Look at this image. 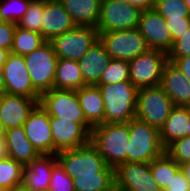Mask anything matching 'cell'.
Returning <instances> with one entry per match:
<instances>
[{
	"instance_id": "1",
	"label": "cell",
	"mask_w": 190,
	"mask_h": 191,
	"mask_svg": "<svg viewBox=\"0 0 190 191\" xmlns=\"http://www.w3.org/2000/svg\"><path fill=\"white\" fill-rule=\"evenodd\" d=\"M129 123H103L92 128L90 143L103 157L105 163L116 169L120 164L127 162L129 142Z\"/></svg>"
},
{
	"instance_id": "2",
	"label": "cell",
	"mask_w": 190,
	"mask_h": 191,
	"mask_svg": "<svg viewBox=\"0 0 190 191\" xmlns=\"http://www.w3.org/2000/svg\"><path fill=\"white\" fill-rule=\"evenodd\" d=\"M97 86L104 100L105 123L128 124L135 118L138 89L130 81Z\"/></svg>"
},
{
	"instance_id": "3",
	"label": "cell",
	"mask_w": 190,
	"mask_h": 191,
	"mask_svg": "<svg viewBox=\"0 0 190 191\" xmlns=\"http://www.w3.org/2000/svg\"><path fill=\"white\" fill-rule=\"evenodd\" d=\"M127 162L150 163L165 153L159 129L136 118L129 123Z\"/></svg>"
},
{
	"instance_id": "4",
	"label": "cell",
	"mask_w": 190,
	"mask_h": 191,
	"mask_svg": "<svg viewBox=\"0 0 190 191\" xmlns=\"http://www.w3.org/2000/svg\"><path fill=\"white\" fill-rule=\"evenodd\" d=\"M56 156L72 179L75 176L97 175V172H115L90 142L75 149L59 151Z\"/></svg>"
},
{
	"instance_id": "5",
	"label": "cell",
	"mask_w": 190,
	"mask_h": 191,
	"mask_svg": "<svg viewBox=\"0 0 190 191\" xmlns=\"http://www.w3.org/2000/svg\"><path fill=\"white\" fill-rule=\"evenodd\" d=\"M173 107V102L160 85L140 88L137 91L135 118L160 130Z\"/></svg>"
},
{
	"instance_id": "6",
	"label": "cell",
	"mask_w": 190,
	"mask_h": 191,
	"mask_svg": "<svg viewBox=\"0 0 190 191\" xmlns=\"http://www.w3.org/2000/svg\"><path fill=\"white\" fill-rule=\"evenodd\" d=\"M33 88L41 95L54 88L58 58L53 46L46 41L41 47L24 56Z\"/></svg>"
},
{
	"instance_id": "7",
	"label": "cell",
	"mask_w": 190,
	"mask_h": 191,
	"mask_svg": "<svg viewBox=\"0 0 190 191\" xmlns=\"http://www.w3.org/2000/svg\"><path fill=\"white\" fill-rule=\"evenodd\" d=\"M142 10L122 0H101L98 33L136 29Z\"/></svg>"
},
{
	"instance_id": "8",
	"label": "cell",
	"mask_w": 190,
	"mask_h": 191,
	"mask_svg": "<svg viewBox=\"0 0 190 191\" xmlns=\"http://www.w3.org/2000/svg\"><path fill=\"white\" fill-rule=\"evenodd\" d=\"M167 62V53L149 49L128 61L129 81L137 89L158 86L161 83L162 72Z\"/></svg>"
},
{
	"instance_id": "9",
	"label": "cell",
	"mask_w": 190,
	"mask_h": 191,
	"mask_svg": "<svg viewBox=\"0 0 190 191\" xmlns=\"http://www.w3.org/2000/svg\"><path fill=\"white\" fill-rule=\"evenodd\" d=\"M39 105L49 117L71 120L79 124H89L80 106L76 90L52 88L40 95Z\"/></svg>"
},
{
	"instance_id": "10",
	"label": "cell",
	"mask_w": 190,
	"mask_h": 191,
	"mask_svg": "<svg viewBox=\"0 0 190 191\" xmlns=\"http://www.w3.org/2000/svg\"><path fill=\"white\" fill-rule=\"evenodd\" d=\"M98 40L99 34L96 28L76 26L49 42L58 59L79 61Z\"/></svg>"
},
{
	"instance_id": "11",
	"label": "cell",
	"mask_w": 190,
	"mask_h": 191,
	"mask_svg": "<svg viewBox=\"0 0 190 191\" xmlns=\"http://www.w3.org/2000/svg\"><path fill=\"white\" fill-rule=\"evenodd\" d=\"M98 34L100 42L112 59L130 61L150 49L137 28Z\"/></svg>"
},
{
	"instance_id": "12",
	"label": "cell",
	"mask_w": 190,
	"mask_h": 191,
	"mask_svg": "<svg viewBox=\"0 0 190 191\" xmlns=\"http://www.w3.org/2000/svg\"><path fill=\"white\" fill-rule=\"evenodd\" d=\"M116 191H162L150 171V163L126 162L115 169Z\"/></svg>"
},
{
	"instance_id": "13",
	"label": "cell",
	"mask_w": 190,
	"mask_h": 191,
	"mask_svg": "<svg viewBox=\"0 0 190 191\" xmlns=\"http://www.w3.org/2000/svg\"><path fill=\"white\" fill-rule=\"evenodd\" d=\"M50 126L54 142V155L59 151L75 149L90 142V124H79L71 120H59L50 117Z\"/></svg>"
},
{
	"instance_id": "14",
	"label": "cell",
	"mask_w": 190,
	"mask_h": 191,
	"mask_svg": "<svg viewBox=\"0 0 190 191\" xmlns=\"http://www.w3.org/2000/svg\"><path fill=\"white\" fill-rule=\"evenodd\" d=\"M137 29L150 49L168 54L172 48V34L165 19L154 8L142 10Z\"/></svg>"
},
{
	"instance_id": "15",
	"label": "cell",
	"mask_w": 190,
	"mask_h": 191,
	"mask_svg": "<svg viewBox=\"0 0 190 191\" xmlns=\"http://www.w3.org/2000/svg\"><path fill=\"white\" fill-rule=\"evenodd\" d=\"M5 93L40 99V94L33 88L24 56L10 53L3 66Z\"/></svg>"
},
{
	"instance_id": "16",
	"label": "cell",
	"mask_w": 190,
	"mask_h": 191,
	"mask_svg": "<svg viewBox=\"0 0 190 191\" xmlns=\"http://www.w3.org/2000/svg\"><path fill=\"white\" fill-rule=\"evenodd\" d=\"M27 139L41 155H54L50 117L38 104L24 123Z\"/></svg>"
},
{
	"instance_id": "17",
	"label": "cell",
	"mask_w": 190,
	"mask_h": 191,
	"mask_svg": "<svg viewBox=\"0 0 190 191\" xmlns=\"http://www.w3.org/2000/svg\"><path fill=\"white\" fill-rule=\"evenodd\" d=\"M40 99L3 93L0 95V122L5 130L23 126Z\"/></svg>"
},
{
	"instance_id": "18",
	"label": "cell",
	"mask_w": 190,
	"mask_h": 191,
	"mask_svg": "<svg viewBox=\"0 0 190 191\" xmlns=\"http://www.w3.org/2000/svg\"><path fill=\"white\" fill-rule=\"evenodd\" d=\"M42 21V37L48 42L76 27L70 14L59 0H44Z\"/></svg>"
},
{
	"instance_id": "19",
	"label": "cell",
	"mask_w": 190,
	"mask_h": 191,
	"mask_svg": "<svg viewBox=\"0 0 190 191\" xmlns=\"http://www.w3.org/2000/svg\"><path fill=\"white\" fill-rule=\"evenodd\" d=\"M160 86L174 106L190 107V81L170 61L164 66Z\"/></svg>"
},
{
	"instance_id": "20",
	"label": "cell",
	"mask_w": 190,
	"mask_h": 191,
	"mask_svg": "<svg viewBox=\"0 0 190 191\" xmlns=\"http://www.w3.org/2000/svg\"><path fill=\"white\" fill-rule=\"evenodd\" d=\"M57 163L56 155H40L24 166L22 183L29 189H48L52 169Z\"/></svg>"
},
{
	"instance_id": "21",
	"label": "cell",
	"mask_w": 190,
	"mask_h": 191,
	"mask_svg": "<svg viewBox=\"0 0 190 191\" xmlns=\"http://www.w3.org/2000/svg\"><path fill=\"white\" fill-rule=\"evenodd\" d=\"M110 59L104 45L98 40L78 61L83 82L86 85H96Z\"/></svg>"
},
{
	"instance_id": "22",
	"label": "cell",
	"mask_w": 190,
	"mask_h": 191,
	"mask_svg": "<svg viewBox=\"0 0 190 191\" xmlns=\"http://www.w3.org/2000/svg\"><path fill=\"white\" fill-rule=\"evenodd\" d=\"M4 138L7 157L22 163L24 166L41 155L27 139L24 126L5 130Z\"/></svg>"
},
{
	"instance_id": "23",
	"label": "cell",
	"mask_w": 190,
	"mask_h": 191,
	"mask_svg": "<svg viewBox=\"0 0 190 191\" xmlns=\"http://www.w3.org/2000/svg\"><path fill=\"white\" fill-rule=\"evenodd\" d=\"M86 121L92 126L105 123L104 100L97 85H85L76 90Z\"/></svg>"
},
{
	"instance_id": "24",
	"label": "cell",
	"mask_w": 190,
	"mask_h": 191,
	"mask_svg": "<svg viewBox=\"0 0 190 191\" xmlns=\"http://www.w3.org/2000/svg\"><path fill=\"white\" fill-rule=\"evenodd\" d=\"M189 121L190 107L174 106L159 130L162 145L166 148L176 139L187 136Z\"/></svg>"
},
{
	"instance_id": "25",
	"label": "cell",
	"mask_w": 190,
	"mask_h": 191,
	"mask_svg": "<svg viewBox=\"0 0 190 191\" xmlns=\"http://www.w3.org/2000/svg\"><path fill=\"white\" fill-rule=\"evenodd\" d=\"M76 26L96 28L101 0H59Z\"/></svg>"
},
{
	"instance_id": "26",
	"label": "cell",
	"mask_w": 190,
	"mask_h": 191,
	"mask_svg": "<svg viewBox=\"0 0 190 191\" xmlns=\"http://www.w3.org/2000/svg\"><path fill=\"white\" fill-rule=\"evenodd\" d=\"M85 85L78 61L58 59L54 79L55 89L78 90Z\"/></svg>"
},
{
	"instance_id": "27",
	"label": "cell",
	"mask_w": 190,
	"mask_h": 191,
	"mask_svg": "<svg viewBox=\"0 0 190 191\" xmlns=\"http://www.w3.org/2000/svg\"><path fill=\"white\" fill-rule=\"evenodd\" d=\"M75 191H116L115 172H97V175L75 176Z\"/></svg>"
},
{
	"instance_id": "28",
	"label": "cell",
	"mask_w": 190,
	"mask_h": 191,
	"mask_svg": "<svg viewBox=\"0 0 190 191\" xmlns=\"http://www.w3.org/2000/svg\"><path fill=\"white\" fill-rule=\"evenodd\" d=\"M45 42L42 34L17 26L10 53L25 56L41 47Z\"/></svg>"
},
{
	"instance_id": "29",
	"label": "cell",
	"mask_w": 190,
	"mask_h": 191,
	"mask_svg": "<svg viewBox=\"0 0 190 191\" xmlns=\"http://www.w3.org/2000/svg\"><path fill=\"white\" fill-rule=\"evenodd\" d=\"M180 169V165L166 152L150 162L152 176L159 184L162 191L166 188L172 179V176H174Z\"/></svg>"
},
{
	"instance_id": "30",
	"label": "cell",
	"mask_w": 190,
	"mask_h": 191,
	"mask_svg": "<svg viewBox=\"0 0 190 191\" xmlns=\"http://www.w3.org/2000/svg\"><path fill=\"white\" fill-rule=\"evenodd\" d=\"M24 165L12 158L6 157L0 161V190H6L19 185L23 181Z\"/></svg>"
},
{
	"instance_id": "31",
	"label": "cell",
	"mask_w": 190,
	"mask_h": 191,
	"mask_svg": "<svg viewBox=\"0 0 190 191\" xmlns=\"http://www.w3.org/2000/svg\"><path fill=\"white\" fill-rule=\"evenodd\" d=\"M129 63L126 60L110 59L96 85L114 84L129 81Z\"/></svg>"
},
{
	"instance_id": "32",
	"label": "cell",
	"mask_w": 190,
	"mask_h": 191,
	"mask_svg": "<svg viewBox=\"0 0 190 191\" xmlns=\"http://www.w3.org/2000/svg\"><path fill=\"white\" fill-rule=\"evenodd\" d=\"M43 13L44 0H32L27 12L19 20L17 26L42 34Z\"/></svg>"
},
{
	"instance_id": "33",
	"label": "cell",
	"mask_w": 190,
	"mask_h": 191,
	"mask_svg": "<svg viewBox=\"0 0 190 191\" xmlns=\"http://www.w3.org/2000/svg\"><path fill=\"white\" fill-rule=\"evenodd\" d=\"M32 0H0V21L18 23Z\"/></svg>"
},
{
	"instance_id": "34",
	"label": "cell",
	"mask_w": 190,
	"mask_h": 191,
	"mask_svg": "<svg viewBox=\"0 0 190 191\" xmlns=\"http://www.w3.org/2000/svg\"><path fill=\"white\" fill-rule=\"evenodd\" d=\"M154 9L164 19L190 18V11L184 0H155Z\"/></svg>"
},
{
	"instance_id": "35",
	"label": "cell",
	"mask_w": 190,
	"mask_h": 191,
	"mask_svg": "<svg viewBox=\"0 0 190 191\" xmlns=\"http://www.w3.org/2000/svg\"><path fill=\"white\" fill-rule=\"evenodd\" d=\"M51 191H75L73 179L58 162L52 169L49 188Z\"/></svg>"
},
{
	"instance_id": "36",
	"label": "cell",
	"mask_w": 190,
	"mask_h": 191,
	"mask_svg": "<svg viewBox=\"0 0 190 191\" xmlns=\"http://www.w3.org/2000/svg\"><path fill=\"white\" fill-rule=\"evenodd\" d=\"M165 152L179 165L190 160V137L176 139L165 148Z\"/></svg>"
},
{
	"instance_id": "37",
	"label": "cell",
	"mask_w": 190,
	"mask_h": 191,
	"mask_svg": "<svg viewBox=\"0 0 190 191\" xmlns=\"http://www.w3.org/2000/svg\"><path fill=\"white\" fill-rule=\"evenodd\" d=\"M168 58H182L190 56V29L182 34V37L173 42L172 48L167 54Z\"/></svg>"
},
{
	"instance_id": "38",
	"label": "cell",
	"mask_w": 190,
	"mask_h": 191,
	"mask_svg": "<svg viewBox=\"0 0 190 191\" xmlns=\"http://www.w3.org/2000/svg\"><path fill=\"white\" fill-rule=\"evenodd\" d=\"M165 23L172 34V45L190 29V18L165 19Z\"/></svg>"
},
{
	"instance_id": "39",
	"label": "cell",
	"mask_w": 190,
	"mask_h": 191,
	"mask_svg": "<svg viewBox=\"0 0 190 191\" xmlns=\"http://www.w3.org/2000/svg\"><path fill=\"white\" fill-rule=\"evenodd\" d=\"M16 23L0 21V48L11 50Z\"/></svg>"
},
{
	"instance_id": "40",
	"label": "cell",
	"mask_w": 190,
	"mask_h": 191,
	"mask_svg": "<svg viewBox=\"0 0 190 191\" xmlns=\"http://www.w3.org/2000/svg\"><path fill=\"white\" fill-rule=\"evenodd\" d=\"M163 191H190V184L181 169L172 176V179Z\"/></svg>"
},
{
	"instance_id": "41",
	"label": "cell",
	"mask_w": 190,
	"mask_h": 191,
	"mask_svg": "<svg viewBox=\"0 0 190 191\" xmlns=\"http://www.w3.org/2000/svg\"><path fill=\"white\" fill-rule=\"evenodd\" d=\"M190 81V56L182 58H168Z\"/></svg>"
},
{
	"instance_id": "42",
	"label": "cell",
	"mask_w": 190,
	"mask_h": 191,
	"mask_svg": "<svg viewBox=\"0 0 190 191\" xmlns=\"http://www.w3.org/2000/svg\"><path fill=\"white\" fill-rule=\"evenodd\" d=\"M128 4L140 8L141 10H147L154 8L155 0H122Z\"/></svg>"
},
{
	"instance_id": "43",
	"label": "cell",
	"mask_w": 190,
	"mask_h": 191,
	"mask_svg": "<svg viewBox=\"0 0 190 191\" xmlns=\"http://www.w3.org/2000/svg\"><path fill=\"white\" fill-rule=\"evenodd\" d=\"M9 54H10V50L0 48V68H3Z\"/></svg>"
},
{
	"instance_id": "44",
	"label": "cell",
	"mask_w": 190,
	"mask_h": 191,
	"mask_svg": "<svg viewBox=\"0 0 190 191\" xmlns=\"http://www.w3.org/2000/svg\"><path fill=\"white\" fill-rule=\"evenodd\" d=\"M180 168L190 184V160L180 164Z\"/></svg>"
},
{
	"instance_id": "45",
	"label": "cell",
	"mask_w": 190,
	"mask_h": 191,
	"mask_svg": "<svg viewBox=\"0 0 190 191\" xmlns=\"http://www.w3.org/2000/svg\"><path fill=\"white\" fill-rule=\"evenodd\" d=\"M7 157L5 138H0V161Z\"/></svg>"
},
{
	"instance_id": "46",
	"label": "cell",
	"mask_w": 190,
	"mask_h": 191,
	"mask_svg": "<svg viewBox=\"0 0 190 191\" xmlns=\"http://www.w3.org/2000/svg\"><path fill=\"white\" fill-rule=\"evenodd\" d=\"M3 191H29V188L25 186L23 183H21L19 185L13 186Z\"/></svg>"
},
{
	"instance_id": "47",
	"label": "cell",
	"mask_w": 190,
	"mask_h": 191,
	"mask_svg": "<svg viewBox=\"0 0 190 191\" xmlns=\"http://www.w3.org/2000/svg\"><path fill=\"white\" fill-rule=\"evenodd\" d=\"M5 93V81H4V72L3 68H0V95Z\"/></svg>"
},
{
	"instance_id": "48",
	"label": "cell",
	"mask_w": 190,
	"mask_h": 191,
	"mask_svg": "<svg viewBox=\"0 0 190 191\" xmlns=\"http://www.w3.org/2000/svg\"><path fill=\"white\" fill-rule=\"evenodd\" d=\"M5 137V129L3 128L1 122H0V138Z\"/></svg>"
},
{
	"instance_id": "49",
	"label": "cell",
	"mask_w": 190,
	"mask_h": 191,
	"mask_svg": "<svg viewBox=\"0 0 190 191\" xmlns=\"http://www.w3.org/2000/svg\"><path fill=\"white\" fill-rule=\"evenodd\" d=\"M185 4L188 7V10L190 11V0H184Z\"/></svg>"
},
{
	"instance_id": "50",
	"label": "cell",
	"mask_w": 190,
	"mask_h": 191,
	"mask_svg": "<svg viewBox=\"0 0 190 191\" xmlns=\"http://www.w3.org/2000/svg\"><path fill=\"white\" fill-rule=\"evenodd\" d=\"M187 125H188L187 136L190 137V121H189V123Z\"/></svg>"
},
{
	"instance_id": "51",
	"label": "cell",
	"mask_w": 190,
	"mask_h": 191,
	"mask_svg": "<svg viewBox=\"0 0 190 191\" xmlns=\"http://www.w3.org/2000/svg\"><path fill=\"white\" fill-rule=\"evenodd\" d=\"M29 191H51V190L50 189H46V190L29 189Z\"/></svg>"
}]
</instances>
